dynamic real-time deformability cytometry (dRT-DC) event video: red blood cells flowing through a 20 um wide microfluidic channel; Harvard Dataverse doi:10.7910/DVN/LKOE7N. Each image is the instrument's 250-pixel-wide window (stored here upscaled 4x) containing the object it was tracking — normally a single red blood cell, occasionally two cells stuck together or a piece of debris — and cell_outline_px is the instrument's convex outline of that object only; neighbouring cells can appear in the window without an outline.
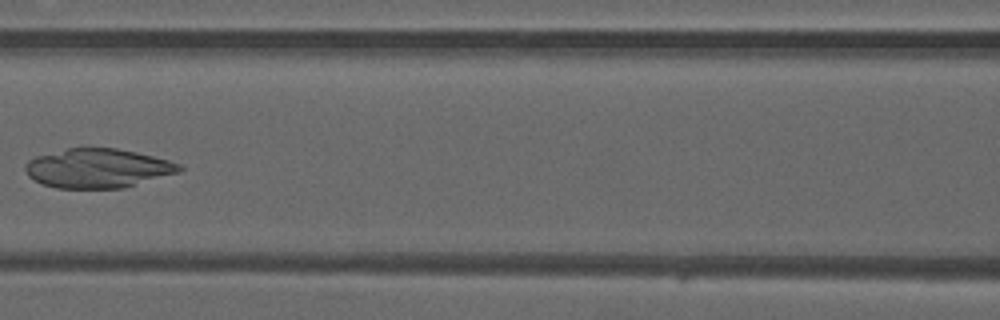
{"species": "common noctule bat (a hibernating species)", "species_latin": "Nyctalus noctula", "temperature_condition": "warm", "stored_images_in_passage": 5, "camera_frame_rate_fps": 3000, "um_per_image_px": 0.085, "animal": {"sex": "male", "forearm_length_mm": 52.5}, "frame": {"image": 1, "passage_image": 5, "time_ms": 1.333, "image_size_px": [1000, 320], "cell_outline_px": [[184, 168], [180, 172], [124, 188], [56, 188], [44, 184], [28, 176], [24, 168], [28, 160], [36, 156], [68, 148], [116, 148], [136, 152], [168, 160], [180, 164]], "centroid_in_image_um": [8.33, 14.3], "position_along_channel_um": 158.3, "area_um2": 35.08}}